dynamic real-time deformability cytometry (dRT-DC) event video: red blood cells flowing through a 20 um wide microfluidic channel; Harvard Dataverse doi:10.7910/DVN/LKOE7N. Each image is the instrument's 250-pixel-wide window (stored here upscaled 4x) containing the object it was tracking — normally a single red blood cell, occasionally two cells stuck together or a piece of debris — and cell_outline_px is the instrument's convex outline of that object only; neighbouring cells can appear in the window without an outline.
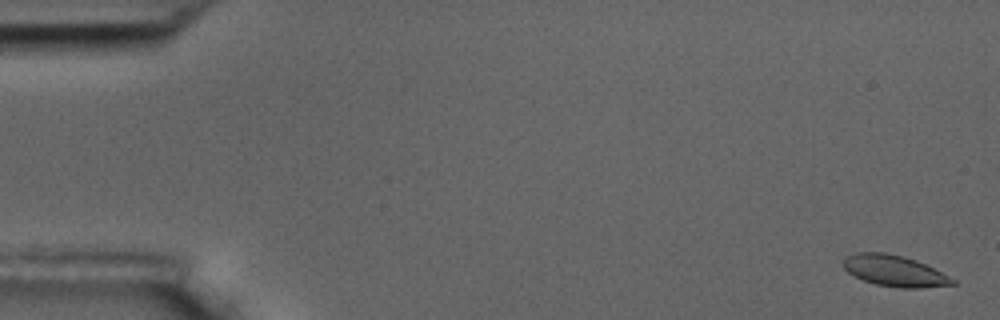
{"species": "common noctule bat (a hibernating species)", "species_latin": "Nyctalus noctula", "temperature_condition": "room temperature", "stored_images_in_passage": 32, "camera_frame_rate_fps": 3000, "um_per_image_px": 0.085, "animal": {"sex": "male", "body_mass_g": 17.5, "forearm_length_mm": 52.3}, "frame": {"image": 1, "passage_image": 2, "time_ms": 0.333, "image_size_px": [1000, 320], "cell_outline_px": [[956, 284], [920, 288], [904, 288], [876, 284], [864, 280], [848, 272], [844, 268], [844, 256], [856, 252], [884, 252], [904, 256], [916, 260], [956, 280]], "centroid_in_image_um": [76.01, 23.01], "position_along_channel_um": 9.0, "area_um2": 19.59}}
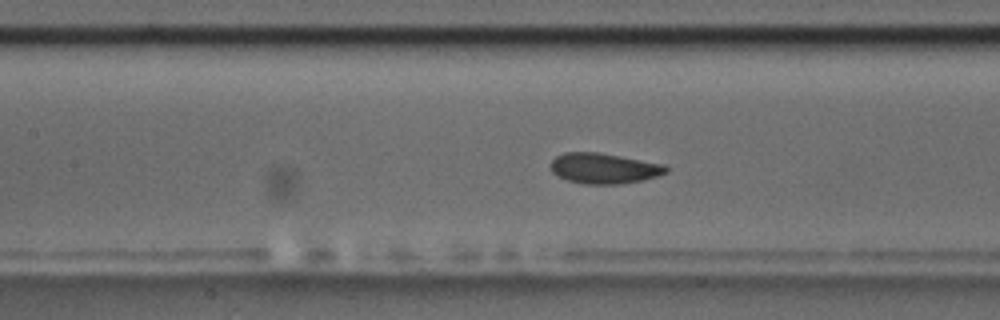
{"frame": {"image": 2, "passage_image": 26, "time_ms": 8.333, "image_size_px": [1000, 320], "cell_outline_px": [[668, 172], [644, 180], [620, 184], [584, 184], [568, 180], [556, 176], [552, 172], [552, 160], [556, 156], [564, 152], [600, 152], [664, 164], [668, 168]], "centroid_in_image_um": [51.34, 14.31], "position_along_channel_um": 156.1, "area_um2": 20.58}}
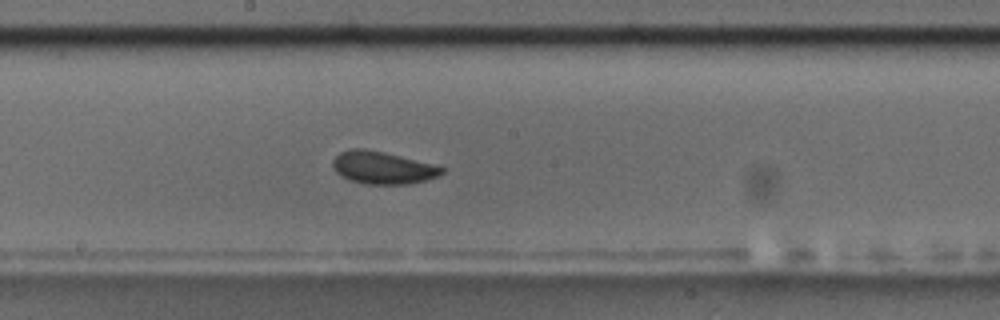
{"frame": {"image": 3, "passage_image": 31, "time_ms": 10.0, "image_size_px": [1000, 320], "cell_outline_px": [[448, 168], [440, 176], [408, 184], [364, 184], [348, 180], [336, 172], [332, 168], [332, 160], [340, 152], [352, 148], [364, 148], [384, 152], [436, 164]], "centroid_in_image_um": [32.55, 14.25], "position_along_channel_um": 215.7, "area_um2": 20.98}}